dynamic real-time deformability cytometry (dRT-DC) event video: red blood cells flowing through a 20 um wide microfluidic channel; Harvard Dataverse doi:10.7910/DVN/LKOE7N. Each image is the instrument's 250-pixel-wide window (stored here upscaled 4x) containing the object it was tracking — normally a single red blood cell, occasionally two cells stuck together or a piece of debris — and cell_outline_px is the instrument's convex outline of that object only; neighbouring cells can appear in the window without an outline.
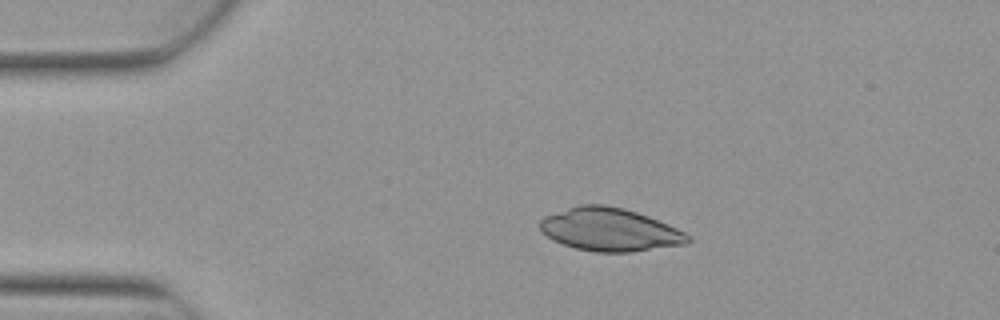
{"species": "Egyptian fruit bat (a non-hibernating species)", "species_latin": "Rousettus aegyptiacus", "temperature_condition": "warm", "stored_images_in_passage": 5, "camera_frame_rate_fps": 3000, "um_per_image_px": 0.085, "animal": {"sex": "female"}, "frame": {"image": 1, "passage_image": 2, "time_ms": 0.333, "image_size_px": [1000, 320], "cell_outline_px": [[692, 240], [688, 244], [628, 252], [596, 252], [576, 248], [552, 240], [540, 232], [540, 220], [544, 216], [580, 204], [604, 204], [624, 208], [648, 216], [668, 224], [684, 232]], "centroid_in_image_um": [51.82, 19.51], "position_along_channel_um": 33.2, "area_um2": 37.05}}